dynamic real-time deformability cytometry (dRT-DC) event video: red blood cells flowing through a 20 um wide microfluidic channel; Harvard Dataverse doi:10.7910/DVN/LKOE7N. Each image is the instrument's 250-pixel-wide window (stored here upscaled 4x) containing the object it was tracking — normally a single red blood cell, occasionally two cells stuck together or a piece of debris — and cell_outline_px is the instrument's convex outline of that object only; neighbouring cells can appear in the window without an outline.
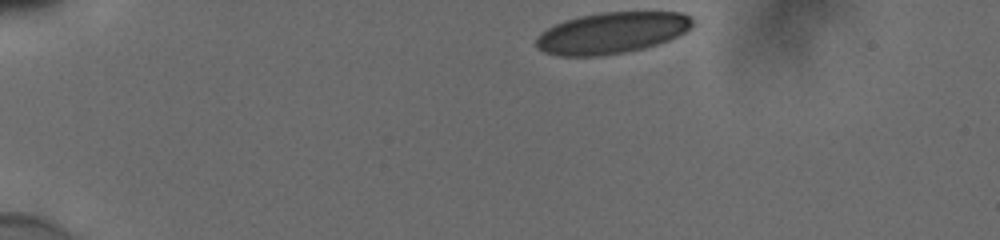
{"species": "human", "species_latin": "Homo sapiens", "temperature_condition": "cold", "stored_images_in_passage": 37, "camera_frame_rate_fps": 3000, "um_per_image_px": 0.085, "donor": {"sex": "male"}, "frame": {"image": 1, "passage_image": 1, "time_ms": 0.0, "image_size_px": [1000, 240], "cell_outline_px": [[692, 24], [684, 32], [668, 40], [644, 48], [624, 52], [600, 56], [560, 56], [544, 52], [536, 48], [536, 36], [540, 32], [564, 20], [580, 16], [600, 12], [680, 12], [692, 16]], "centroid_in_image_um": [51.95, 2.79], "position_along_channel_um": 33.0, "area_um2": 37.57}}
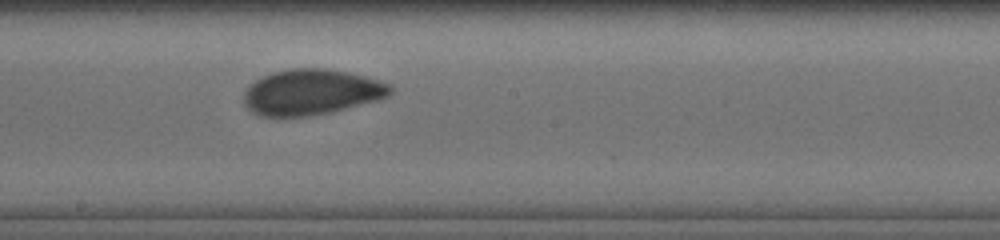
{"frame": {"image": 2, "passage_image": 22, "time_ms": 7.0, "image_size_px": [1000, 240], "cell_outline_px": [[392, 92], [388, 96], [380, 100], [312, 116], [260, 116], [252, 112], [244, 104], [244, 92], [260, 76], [272, 72], [288, 68], [328, 68], [348, 72], [364, 76], [392, 84]], "centroid_in_image_um": [26.48, 7.82], "position_along_channel_um": 221.7, "area_um2": 39.13}}
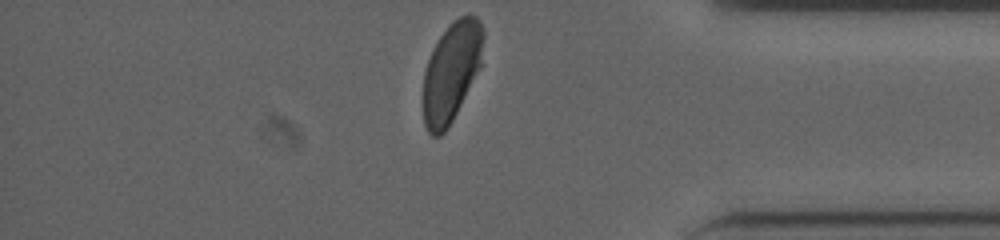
{"frame": {"image": 3, "passage_image": 37, "time_ms": 12.0, "image_size_px": [1000, 240], "cell_outline_px": [[484, 36], [480, 64], [452, 120], [444, 132], [440, 136], [432, 136], [428, 132], [424, 124], [424, 72], [432, 48], [448, 24], [460, 16], [476, 16], [480, 20], [484, 28]], "centroid_in_image_um": [38.35, 6.06], "position_along_channel_um": 396.8, "area_um2": 34.22}, "authors_computed_cell_mechanics": {"area_um2": 38.8416, "velocity_mm_per_s": 3.8407, "shape_relaxation_time_tau1_ms": 5.5123, "shape_relaxation_time_tau2_ms": 0.8912, "deformation_change_tau1": 0.138, "deformation_change_tau2": 0.0344}}